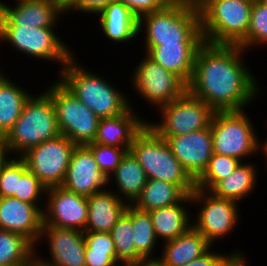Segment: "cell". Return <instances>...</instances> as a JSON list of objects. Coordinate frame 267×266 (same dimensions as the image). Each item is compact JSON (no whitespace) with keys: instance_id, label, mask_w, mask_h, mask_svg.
<instances>
[{"instance_id":"obj_38","label":"cell","mask_w":267,"mask_h":266,"mask_svg":"<svg viewBox=\"0 0 267 266\" xmlns=\"http://www.w3.org/2000/svg\"><path fill=\"white\" fill-rule=\"evenodd\" d=\"M86 146L92 151L100 170L107 178L116 170V167L128 151L126 148L101 145L94 142Z\"/></svg>"},{"instance_id":"obj_46","label":"cell","mask_w":267,"mask_h":266,"mask_svg":"<svg viewBox=\"0 0 267 266\" xmlns=\"http://www.w3.org/2000/svg\"><path fill=\"white\" fill-rule=\"evenodd\" d=\"M206 0H182V4L200 7Z\"/></svg>"},{"instance_id":"obj_24","label":"cell","mask_w":267,"mask_h":266,"mask_svg":"<svg viewBox=\"0 0 267 266\" xmlns=\"http://www.w3.org/2000/svg\"><path fill=\"white\" fill-rule=\"evenodd\" d=\"M201 44H160L144 46L145 55L164 69L173 72L186 84L189 83L194 69V59Z\"/></svg>"},{"instance_id":"obj_40","label":"cell","mask_w":267,"mask_h":266,"mask_svg":"<svg viewBox=\"0 0 267 266\" xmlns=\"http://www.w3.org/2000/svg\"><path fill=\"white\" fill-rule=\"evenodd\" d=\"M212 250V251H211ZM221 252V253H220ZM214 251L213 246L202 256L195 258L191 262L187 263L184 266H222V264L233 254V253H241L240 250L237 249L229 253H222V251Z\"/></svg>"},{"instance_id":"obj_9","label":"cell","mask_w":267,"mask_h":266,"mask_svg":"<svg viewBox=\"0 0 267 266\" xmlns=\"http://www.w3.org/2000/svg\"><path fill=\"white\" fill-rule=\"evenodd\" d=\"M45 91L54 103L59 131L75 145L94 142L100 118L58 79Z\"/></svg>"},{"instance_id":"obj_13","label":"cell","mask_w":267,"mask_h":266,"mask_svg":"<svg viewBox=\"0 0 267 266\" xmlns=\"http://www.w3.org/2000/svg\"><path fill=\"white\" fill-rule=\"evenodd\" d=\"M75 147L70 139L60 134L29 148L20 157L25 161L28 170L48 189L63 183Z\"/></svg>"},{"instance_id":"obj_27","label":"cell","mask_w":267,"mask_h":266,"mask_svg":"<svg viewBox=\"0 0 267 266\" xmlns=\"http://www.w3.org/2000/svg\"><path fill=\"white\" fill-rule=\"evenodd\" d=\"M252 162H241L232 174L220 180L210 192L216 197L231 199L238 203L251 196L250 193H253L257 185L259 174L257 166L254 161Z\"/></svg>"},{"instance_id":"obj_19","label":"cell","mask_w":267,"mask_h":266,"mask_svg":"<svg viewBox=\"0 0 267 266\" xmlns=\"http://www.w3.org/2000/svg\"><path fill=\"white\" fill-rule=\"evenodd\" d=\"M43 207L14 197H0V229L21 234L36 246L43 226Z\"/></svg>"},{"instance_id":"obj_36","label":"cell","mask_w":267,"mask_h":266,"mask_svg":"<svg viewBox=\"0 0 267 266\" xmlns=\"http://www.w3.org/2000/svg\"><path fill=\"white\" fill-rule=\"evenodd\" d=\"M27 170V165L20 156H10L0 169V197H13L17 192L18 178Z\"/></svg>"},{"instance_id":"obj_4","label":"cell","mask_w":267,"mask_h":266,"mask_svg":"<svg viewBox=\"0 0 267 266\" xmlns=\"http://www.w3.org/2000/svg\"><path fill=\"white\" fill-rule=\"evenodd\" d=\"M32 94L20 117L4 136L9 154L15 157L61 134L51 96L46 91Z\"/></svg>"},{"instance_id":"obj_18","label":"cell","mask_w":267,"mask_h":266,"mask_svg":"<svg viewBox=\"0 0 267 266\" xmlns=\"http://www.w3.org/2000/svg\"><path fill=\"white\" fill-rule=\"evenodd\" d=\"M169 144L174 156L196 181L213 154L211 127L179 136H159Z\"/></svg>"},{"instance_id":"obj_1","label":"cell","mask_w":267,"mask_h":266,"mask_svg":"<svg viewBox=\"0 0 267 266\" xmlns=\"http://www.w3.org/2000/svg\"><path fill=\"white\" fill-rule=\"evenodd\" d=\"M246 52L239 45L203 42L195 55L187 91L214 111L246 109L263 89L244 62Z\"/></svg>"},{"instance_id":"obj_28","label":"cell","mask_w":267,"mask_h":266,"mask_svg":"<svg viewBox=\"0 0 267 266\" xmlns=\"http://www.w3.org/2000/svg\"><path fill=\"white\" fill-rule=\"evenodd\" d=\"M4 73L0 70V135L3 136L20 117L26 101L32 95Z\"/></svg>"},{"instance_id":"obj_35","label":"cell","mask_w":267,"mask_h":266,"mask_svg":"<svg viewBox=\"0 0 267 266\" xmlns=\"http://www.w3.org/2000/svg\"><path fill=\"white\" fill-rule=\"evenodd\" d=\"M267 46V0H254L247 37L239 44L245 51Z\"/></svg>"},{"instance_id":"obj_29","label":"cell","mask_w":267,"mask_h":266,"mask_svg":"<svg viewBox=\"0 0 267 266\" xmlns=\"http://www.w3.org/2000/svg\"><path fill=\"white\" fill-rule=\"evenodd\" d=\"M187 194L176 184L148 179L140 196L132 204L136 209L149 212L179 203Z\"/></svg>"},{"instance_id":"obj_39","label":"cell","mask_w":267,"mask_h":266,"mask_svg":"<svg viewBox=\"0 0 267 266\" xmlns=\"http://www.w3.org/2000/svg\"><path fill=\"white\" fill-rule=\"evenodd\" d=\"M124 3L138 18L146 13L166 7L170 0H118Z\"/></svg>"},{"instance_id":"obj_3","label":"cell","mask_w":267,"mask_h":266,"mask_svg":"<svg viewBox=\"0 0 267 266\" xmlns=\"http://www.w3.org/2000/svg\"><path fill=\"white\" fill-rule=\"evenodd\" d=\"M138 35L144 36V46L202 44L199 8L170 2L163 9L138 18Z\"/></svg>"},{"instance_id":"obj_47","label":"cell","mask_w":267,"mask_h":266,"mask_svg":"<svg viewBox=\"0 0 267 266\" xmlns=\"http://www.w3.org/2000/svg\"><path fill=\"white\" fill-rule=\"evenodd\" d=\"M171 2H179L182 3V0H170Z\"/></svg>"},{"instance_id":"obj_34","label":"cell","mask_w":267,"mask_h":266,"mask_svg":"<svg viewBox=\"0 0 267 266\" xmlns=\"http://www.w3.org/2000/svg\"><path fill=\"white\" fill-rule=\"evenodd\" d=\"M242 161L213 153L203 174L196 180V188L210 191L220 180L232 174Z\"/></svg>"},{"instance_id":"obj_43","label":"cell","mask_w":267,"mask_h":266,"mask_svg":"<svg viewBox=\"0 0 267 266\" xmlns=\"http://www.w3.org/2000/svg\"><path fill=\"white\" fill-rule=\"evenodd\" d=\"M10 156L12 155L9 154L5 138L3 135H0V169Z\"/></svg>"},{"instance_id":"obj_15","label":"cell","mask_w":267,"mask_h":266,"mask_svg":"<svg viewBox=\"0 0 267 266\" xmlns=\"http://www.w3.org/2000/svg\"><path fill=\"white\" fill-rule=\"evenodd\" d=\"M43 226L76 229L84 232L87 222V197L62 186L46 190Z\"/></svg>"},{"instance_id":"obj_45","label":"cell","mask_w":267,"mask_h":266,"mask_svg":"<svg viewBox=\"0 0 267 266\" xmlns=\"http://www.w3.org/2000/svg\"><path fill=\"white\" fill-rule=\"evenodd\" d=\"M263 141H260V146H259V154H263L264 157H265V161H266V164H267V138L266 140L265 139H262ZM267 168V166H266Z\"/></svg>"},{"instance_id":"obj_48","label":"cell","mask_w":267,"mask_h":266,"mask_svg":"<svg viewBox=\"0 0 267 266\" xmlns=\"http://www.w3.org/2000/svg\"><path fill=\"white\" fill-rule=\"evenodd\" d=\"M121 266H137V265H121Z\"/></svg>"},{"instance_id":"obj_23","label":"cell","mask_w":267,"mask_h":266,"mask_svg":"<svg viewBox=\"0 0 267 266\" xmlns=\"http://www.w3.org/2000/svg\"><path fill=\"white\" fill-rule=\"evenodd\" d=\"M212 245L191 226L181 236L163 243L160 257L152 266H184L206 253Z\"/></svg>"},{"instance_id":"obj_12","label":"cell","mask_w":267,"mask_h":266,"mask_svg":"<svg viewBox=\"0 0 267 266\" xmlns=\"http://www.w3.org/2000/svg\"><path fill=\"white\" fill-rule=\"evenodd\" d=\"M134 68L130 81L137 94L152 107L171 103L187 91V84L147 55Z\"/></svg>"},{"instance_id":"obj_31","label":"cell","mask_w":267,"mask_h":266,"mask_svg":"<svg viewBox=\"0 0 267 266\" xmlns=\"http://www.w3.org/2000/svg\"><path fill=\"white\" fill-rule=\"evenodd\" d=\"M125 213L131 218L133 224L134 246L136 251L150 264L158 259L153 254L158 246V239L148 212L128 205Z\"/></svg>"},{"instance_id":"obj_6","label":"cell","mask_w":267,"mask_h":266,"mask_svg":"<svg viewBox=\"0 0 267 266\" xmlns=\"http://www.w3.org/2000/svg\"><path fill=\"white\" fill-rule=\"evenodd\" d=\"M254 0H206L199 8L203 41L239 45L250 25Z\"/></svg>"},{"instance_id":"obj_11","label":"cell","mask_w":267,"mask_h":266,"mask_svg":"<svg viewBox=\"0 0 267 266\" xmlns=\"http://www.w3.org/2000/svg\"><path fill=\"white\" fill-rule=\"evenodd\" d=\"M161 119L147 120V125L158 136H179L210 126L214 110L203 100L186 91L178 99L157 108Z\"/></svg>"},{"instance_id":"obj_5","label":"cell","mask_w":267,"mask_h":266,"mask_svg":"<svg viewBox=\"0 0 267 266\" xmlns=\"http://www.w3.org/2000/svg\"><path fill=\"white\" fill-rule=\"evenodd\" d=\"M130 151L145 170L148 179L174 183L187 195L196 188V181L174 156L166 140L147 124L134 137Z\"/></svg>"},{"instance_id":"obj_32","label":"cell","mask_w":267,"mask_h":266,"mask_svg":"<svg viewBox=\"0 0 267 266\" xmlns=\"http://www.w3.org/2000/svg\"><path fill=\"white\" fill-rule=\"evenodd\" d=\"M131 218L124 212L109 232L114 241L117 261L120 265H150L134 246Z\"/></svg>"},{"instance_id":"obj_2","label":"cell","mask_w":267,"mask_h":266,"mask_svg":"<svg viewBox=\"0 0 267 266\" xmlns=\"http://www.w3.org/2000/svg\"><path fill=\"white\" fill-rule=\"evenodd\" d=\"M75 56L58 71L57 79L93 113L107 118L124 113L130 106L134 108L127 93L108 82L105 76L82 67Z\"/></svg>"},{"instance_id":"obj_42","label":"cell","mask_w":267,"mask_h":266,"mask_svg":"<svg viewBox=\"0 0 267 266\" xmlns=\"http://www.w3.org/2000/svg\"><path fill=\"white\" fill-rule=\"evenodd\" d=\"M246 254L233 253L223 264L222 266H249L248 260L245 257Z\"/></svg>"},{"instance_id":"obj_7","label":"cell","mask_w":267,"mask_h":266,"mask_svg":"<svg viewBox=\"0 0 267 266\" xmlns=\"http://www.w3.org/2000/svg\"><path fill=\"white\" fill-rule=\"evenodd\" d=\"M246 111L214 112L210 122L213 153L231 156L242 162L259 153L261 139Z\"/></svg>"},{"instance_id":"obj_33","label":"cell","mask_w":267,"mask_h":266,"mask_svg":"<svg viewBox=\"0 0 267 266\" xmlns=\"http://www.w3.org/2000/svg\"><path fill=\"white\" fill-rule=\"evenodd\" d=\"M85 266H121L110 233L86 232Z\"/></svg>"},{"instance_id":"obj_44","label":"cell","mask_w":267,"mask_h":266,"mask_svg":"<svg viewBox=\"0 0 267 266\" xmlns=\"http://www.w3.org/2000/svg\"><path fill=\"white\" fill-rule=\"evenodd\" d=\"M58 6L66 13L69 11L80 1V0H54Z\"/></svg>"},{"instance_id":"obj_30","label":"cell","mask_w":267,"mask_h":266,"mask_svg":"<svg viewBox=\"0 0 267 266\" xmlns=\"http://www.w3.org/2000/svg\"><path fill=\"white\" fill-rule=\"evenodd\" d=\"M35 246L18 233L0 229V266H32Z\"/></svg>"},{"instance_id":"obj_41","label":"cell","mask_w":267,"mask_h":266,"mask_svg":"<svg viewBox=\"0 0 267 266\" xmlns=\"http://www.w3.org/2000/svg\"><path fill=\"white\" fill-rule=\"evenodd\" d=\"M116 0H80L69 12L74 11V13L79 12L78 14H90L97 16L101 13L105 7L110 3ZM76 11V12H75Z\"/></svg>"},{"instance_id":"obj_8","label":"cell","mask_w":267,"mask_h":266,"mask_svg":"<svg viewBox=\"0 0 267 266\" xmlns=\"http://www.w3.org/2000/svg\"><path fill=\"white\" fill-rule=\"evenodd\" d=\"M57 27L32 28V26H0V41L9 44L22 54L35 59L59 63L61 68L75 55ZM71 49V50H70Z\"/></svg>"},{"instance_id":"obj_10","label":"cell","mask_w":267,"mask_h":266,"mask_svg":"<svg viewBox=\"0 0 267 266\" xmlns=\"http://www.w3.org/2000/svg\"><path fill=\"white\" fill-rule=\"evenodd\" d=\"M191 204L192 206H201L198 208L197 214L192 215V226L212 246L213 243L216 245V242L219 240L222 242L223 238L232 234L231 232L235 230L241 220L238 202L216 197L210 191L195 188L191 193Z\"/></svg>"},{"instance_id":"obj_20","label":"cell","mask_w":267,"mask_h":266,"mask_svg":"<svg viewBox=\"0 0 267 266\" xmlns=\"http://www.w3.org/2000/svg\"><path fill=\"white\" fill-rule=\"evenodd\" d=\"M130 106L115 117L100 118L94 143L130 150L134 137L144 128L147 119Z\"/></svg>"},{"instance_id":"obj_21","label":"cell","mask_w":267,"mask_h":266,"mask_svg":"<svg viewBox=\"0 0 267 266\" xmlns=\"http://www.w3.org/2000/svg\"><path fill=\"white\" fill-rule=\"evenodd\" d=\"M99 18L103 35L113 42L122 44L138 39V17L122 2H110L94 17Z\"/></svg>"},{"instance_id":"obj_25","label":"cell","mask_w":267,"mask_h":266,"mask_svg":"<svg viewBox=\"0 0 267 266\" xmlns=\"http://www.w3.org/2000/svg\"><path fill=\"white\" fill-rule=\"evenodd\" d=\"M188 205H192L191 194L186 195L179 203L148 212L159 241L163 240L164 243L175 239L192 226L191 211L189 207H185Z\"/></svg>"},{"instance_id":"obj_14","label":"cell","mask_w":267,"mask_h":266,"mask_svg":"<svg viewBox=\"0 0 267 266\" xmlns=\"http://www.w3.org/2000/svg\"><path fill=\"white\" fill-rule=\"evenodd\" d=\"M43 239L48 242L46 245H49L50 259L37 254L39 249L37 246ZM85 246L82 231L42 226L38 244L35 246V264L37 266H85Z\"/></svg>"},{"instance_id":"obj_26","label":"cell","mask_w":267,"mask_h":266,"mask_svg":"<svg viewBox=\"0 0 267 266\" xmlns=\"http://www.w3.org/2000/svg\"><path fill=\"white\" fill-rule=\"evenodd\" d=\"M148 178L143 167L129 150L123 156L116 170L108 177V186L113 182L114 193L128 205H132L140 196ZM119 193V194H118Z\"/></svg>"},{"instance_id":"obj_17","label":"cell","mask_w":267,"mask_h":266,"mask_svg":"<svg viewBox=\"0 0 267 266\" xmlns=\"http://www.w3.org/2000/svg\"><path fill=\"white\" fill-rule=\"evenodd\" d=\"M61 186L85 197L108 188V178L86 145H76L73 149Z\"/></svg>"},{"instance_id":"obj_16","label":"cell","mask_w":267,"mask_h":266,"mask_svg":"<svg viewBox=\"0 0 267 266\" xmlns=\"http://www.w3.org/2000/svg\"><path fill=\"white\" fill-rule=\"evenodd\" d=\"M5 2L0 1V26L57 27L65 15L54 0H16L11 6Z\"/></svg>"},{"instance_id":"obj_22","label":"cell","mask_w":267,"mask_h":266,"mask_svg":"<svg viewBox=\"0 0 267 266\" xmlns=\"http://www.w3.org/2000/svg\"><path fill=\"white\" fill-rule=\"evenodd\" d=\"M87 201L86 232L109 233L128 206L109 187L87 197Z\"/></svg>"},{"instance_id":"obj_37","label":"cell","mask_w":267,"mask_h":266,"mask_svg":"<svg viewBox=\"0 0 267 266\" xmlns=\"http://www.w3.org/2000/svg\"><path fill=\"white\" fill-rule=\"evenodd\" d=\"M46 190L47 188L39 178L27 170L21 178H18L17 192L13 197L29 204L45 205V199L43 198H46L44 197L46 196Z\"/></svg>"}]
</instances>
